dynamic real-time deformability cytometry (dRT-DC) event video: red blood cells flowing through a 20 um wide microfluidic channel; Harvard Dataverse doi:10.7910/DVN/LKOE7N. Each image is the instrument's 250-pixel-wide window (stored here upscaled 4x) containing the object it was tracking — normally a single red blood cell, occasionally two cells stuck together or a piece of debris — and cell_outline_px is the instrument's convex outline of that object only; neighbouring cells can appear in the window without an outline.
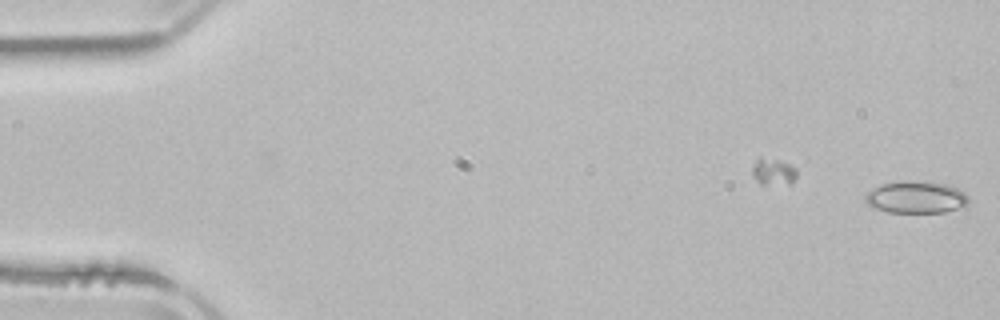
{"species": "common noctule bat (a hibernating species)", "species_latin": "Nyctalus noctula", "temperature_condition": "room temperature", "stored_images_in_passage": 2, "camera_frame_rate_fps": 3000, "um_per_image_px": 0.085, "animal": {"sex": "male", "body_mass_g": 21.5, "forearm_length_mm": 52.0}, "frame": {"image": 1, "passage_image": 2, "time_ms": 1.333, "image_size_px": [1000, 320], "cell_outline_px": [[968, 204], [964, 208], [944, 212], [888, 212], [876, 208], [868, 204], [864, 200], [864, 196], [872, 188], [884, 184], [904, 180], [912, 180], [948, 184], [960, 188], [968, 196]], "centroid_in_image_um": [77.91, 16.76], "position_along_channel_um": 7.1, "area_um2": 19.54}}